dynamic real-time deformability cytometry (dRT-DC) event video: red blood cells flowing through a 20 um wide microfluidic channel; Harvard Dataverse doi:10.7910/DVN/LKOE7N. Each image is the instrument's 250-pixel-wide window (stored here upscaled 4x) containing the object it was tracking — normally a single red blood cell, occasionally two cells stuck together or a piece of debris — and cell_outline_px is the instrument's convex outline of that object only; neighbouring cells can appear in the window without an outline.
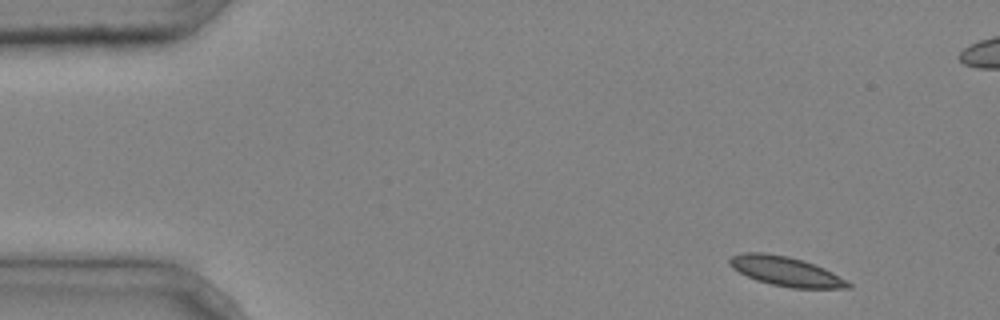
{"species": "common noctule bat (a hibernating species)", "species_latin": "Nyctalus noctula", "temperature_condition": "cold", "stored_images_in_passage": 4, "camera_frame_rate_fps": 3000, "um_per_image_px": 0.085, "animal": {"sex": "male", "body_mass_g": 20.4}, "frame": {"image": 1, "passage_image": 1, "time_ms": 0.0, "image_size_px": [1000, 320], "cell_outline_px": [[852, 288], [792, 288], [772, 284], [756, 280], [732, 268], [728, 264], [728, 260], [732, 256], [744, 252], [764, 252], [788, 256], [804, 260], [824, 268], [832, 272], [852, 284]], "centroid_in_image_um": [66.79, 23.05], "position_along_channel_um": 18.2, "area_um2": 20.29}}